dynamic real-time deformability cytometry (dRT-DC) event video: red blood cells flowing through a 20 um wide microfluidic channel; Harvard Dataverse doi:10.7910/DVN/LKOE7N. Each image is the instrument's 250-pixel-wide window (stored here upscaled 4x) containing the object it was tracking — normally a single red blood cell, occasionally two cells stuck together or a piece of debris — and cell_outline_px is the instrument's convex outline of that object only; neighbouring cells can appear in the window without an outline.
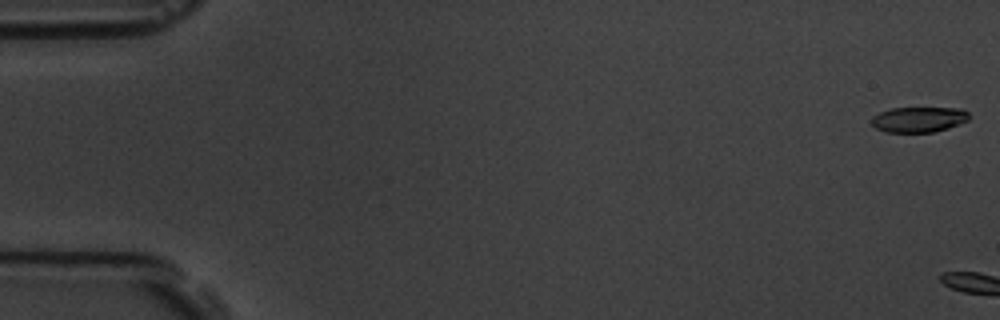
{"species": "common noctule bat (a hibernating species)", "species_latin": "Nyctalus noctula", "temperature_condition": "room temperature", "stored_images_in_passage": 6, "camera_frame_rate_fps": 3000, "um_per_image_px": 0.085, "animal": {"sex": "male", "body_mass_g": 19.5, "forearm_length_mm": 54.6}, "frame": {"image": 1, "passage_image": 1, "time_ms": 0.0, "image_size_px": [1000, 320], "cell_outline_px": [[968, 120], [960, 124], [948, 128], [932, 132], [884, 132], [876, 128], [872, 124], [872, 116], [880, 112], [892, 108], [964, 108], [968, 112]], "centroid_in_image_um": [78.1, 10.15], "position_along_channel_um": 6.9, "area_um2": 14.45}}